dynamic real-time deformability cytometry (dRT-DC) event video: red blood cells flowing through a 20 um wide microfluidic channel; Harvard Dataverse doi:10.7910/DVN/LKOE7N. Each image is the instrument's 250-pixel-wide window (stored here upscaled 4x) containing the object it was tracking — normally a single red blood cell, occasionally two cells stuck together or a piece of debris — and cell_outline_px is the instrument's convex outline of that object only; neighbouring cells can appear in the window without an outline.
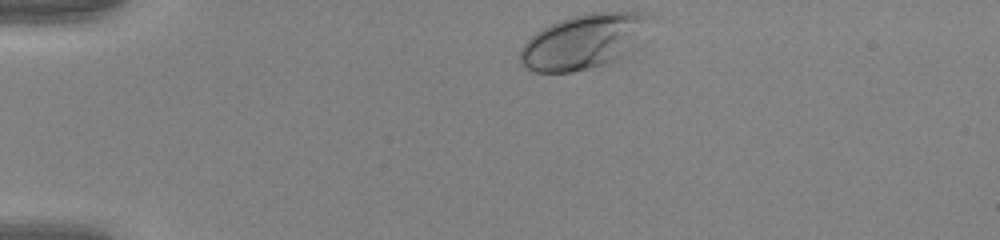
{"species": "human", "species_latin": "Homo sapiens", "temperature_condition": "warm", "stored_images_in_passage": 35, "camera_frame_rate_fps": 3000, "um_per_image_px": 0.085, "donor": {"sex": "female"}, "frame": {"image": 1, "passage_image": 1, "time_ms": 0.0, "image_size_px": [1000, 240], "cell_outline_px": [[660, 16], [636, 48], [604, 64], [572, 72], [532, 72], [524, 68], [520, 64], [520, 48], [536, 32], [560, 20], [584, 12], [640, 12]], "centroid_in_image_um": [49.72, 3.49], "position_along_channel_um": 35.3, "area_um2": 42.19}}
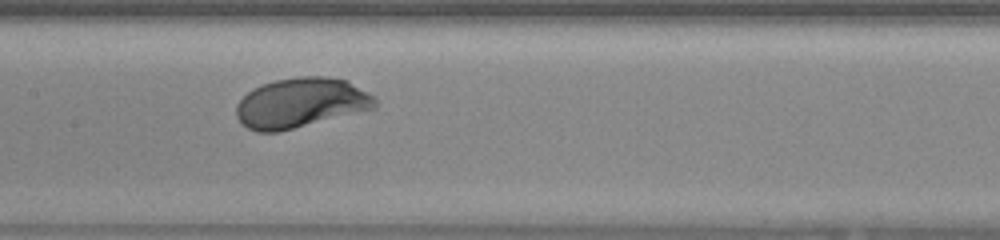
{"frame": {"image": 2, "passage_image": 17, "time_ms": 5.333, "image_size_px": [1000, 240], "cell_outline_px": [[376, 108], [276, 132], [256, 132], [240, 124], [236, 116], [236, 104], [252, 88], [276, 80], [296, 76], [328, 76], [348, 80], [376, 96]], "centroid_in_image_um": [25.58, 8.73], "position_along_channel_um": 181.8, "area_um2": 40.46}}
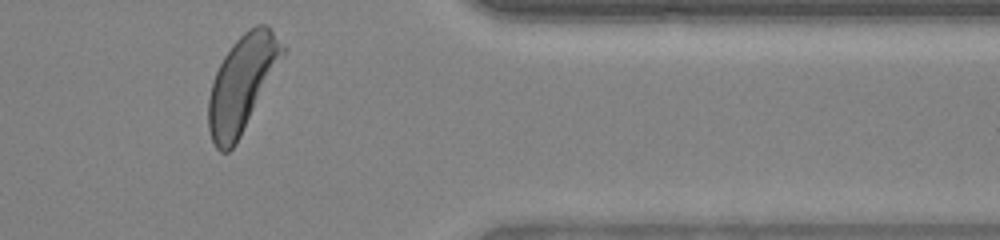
{"frame": {"image": 3, "passage_image": 34, "time_ms": 11.0, "image_size_px": [1000, 240], "cell_outline_px": [[288, 52], [236, 144], [228, 152], [220, 152], [216, 148], [212, 140], [208, 128], [208, 100], [212, 80], [224, 56], [232, 44], [248, 28], [256, 24], [264, 24], [288, 48]], "centroid_in_image_um": [20.6, 7.11], "position_along_channel_um": 390.8, "area_um2": 41.85}, "authors_computed_cell_mechanics": {"area_um2": 39.4774, "velocity_mm_per_s": 3.908, "shape_relaxation_time_tau1_ms": 1.8608, "shape_relaxation_time_tau2_ms": null, "deformation_change_tau1": 0.144, "deformation_change_tau2": null}}